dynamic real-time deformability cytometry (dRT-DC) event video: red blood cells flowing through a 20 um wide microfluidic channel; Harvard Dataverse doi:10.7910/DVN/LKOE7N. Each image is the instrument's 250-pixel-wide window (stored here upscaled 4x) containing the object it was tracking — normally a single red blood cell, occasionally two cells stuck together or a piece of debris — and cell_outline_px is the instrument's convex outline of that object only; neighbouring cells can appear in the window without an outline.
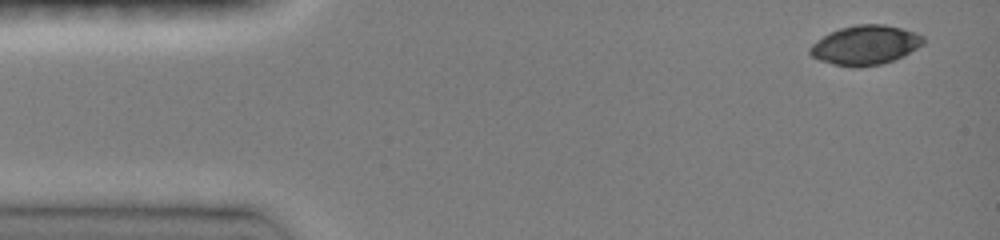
{"species": "common noctule bat (a hibernating species)", "species_latin": "Nyctalus noctula", "temperature_condition": "room temperature", "stored_images_in_passage": 16, "camera_frame_rate_fps": 3000, "um_per_image_px": 0.085, "animal": {"sex": "female", "body_mass_g": 19.0, "forearm_length_mm": 51.5}, "frame": {"image": 1, "passage_image": 1, "time_ms": 0.0, "image_size_px": [1000, 240], "cell_outline_px": [[924, 44], [904, 56], [880, 64], [860, 68], [852, 68], [832, 64], [820, 60], [812, 56], [808, 52], [808, 48], [816, 40], [840, 28], [856, 24], [884, 24], [916, 32], [924, 36]], "centroid_in_image_um": [73.55, 3.84], "position_along_channel_um": 11.4, "area_um2": 26.18}}
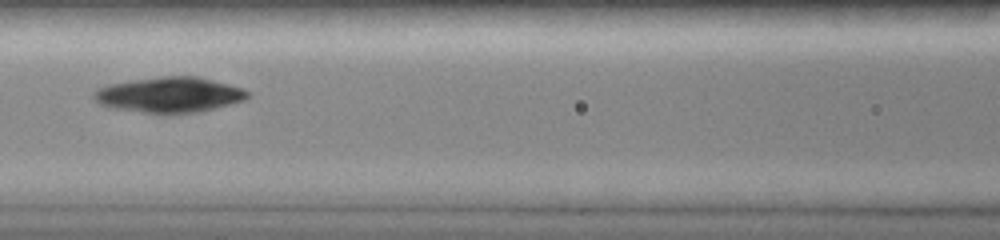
{"frame": {"image": 2, "passage_image": 8, "time_ms": 6.0, "image_size_px": [1000, 240], "cell_outline_px": [[248, 96], [244, 100], [232, 104], [200, 112], [168, 116], [160, 116], [112, 108], [100, 104], [92, 96], [92, 92], [108, 84], [132, 80], [164, 76], [196, 76], [228, 84], [240, 88], [248, 92]], "centroid_in_image_um": [14.36, 8.1], "position_along_channel_um": 152.2, "area_um2": 32.37}}
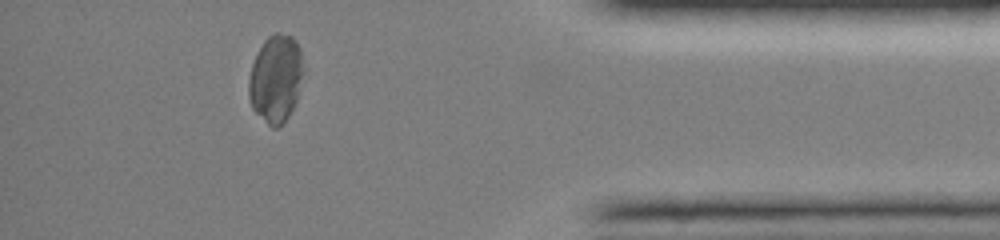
{"frame": {"image": 3, "passage_image": 15, "time_ms": 13.0, "image_size_px": [1000, 240], "cell_outline_px": [[304, 72], [296, 100], [288, 116], [276, 128], [272, 128], [252, 108], [248, 96], [248, 80], [252, 64], [264, 40], [268, 36], [276, 32], [280, 32], [292, 36], [296, 40], [300, 48]], "centroid_in_image_um": [23.44, 6.65], "position_along_channel_um": 411.8, "area_um2": 27.86}}